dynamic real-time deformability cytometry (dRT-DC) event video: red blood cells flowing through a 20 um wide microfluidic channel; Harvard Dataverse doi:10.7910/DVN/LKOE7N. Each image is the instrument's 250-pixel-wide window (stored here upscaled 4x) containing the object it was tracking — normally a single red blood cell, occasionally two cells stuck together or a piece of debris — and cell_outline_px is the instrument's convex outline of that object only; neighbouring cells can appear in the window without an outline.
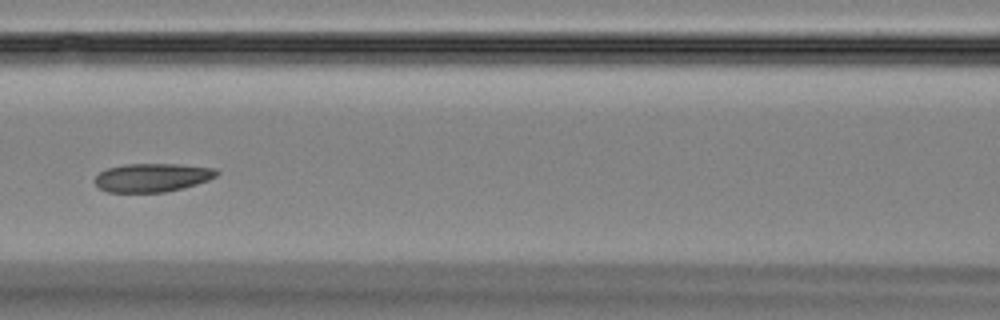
{"species": "Egyptian fruit bat (a non-hibernating species)", "species_latin": "Rousettus aegyptiacus", "temperature_condition": "room temperature", "stored_images_in_passage": 6, "camera_frame_rate_fps": 3000, "um_per_image_px": 0.085, "animal": {"sex": "female"}, "frame": {"image": 1, "passage_image": 6, "time_ms": 6.0, "image_size_px": [1000, 320], "cell_outline_px": [[220, 172], [216, 176], [208, 180], [184, 188], [164, 192], [108, 192], [100, 188], [92, 180], [100, 172], [108, 168], [124, 164], [180, 164], [216, 168]], "centroid_in_image_um": [12.95, 15.09], "position_along_channel_um": 153.6, "area_um2": 20.35}}